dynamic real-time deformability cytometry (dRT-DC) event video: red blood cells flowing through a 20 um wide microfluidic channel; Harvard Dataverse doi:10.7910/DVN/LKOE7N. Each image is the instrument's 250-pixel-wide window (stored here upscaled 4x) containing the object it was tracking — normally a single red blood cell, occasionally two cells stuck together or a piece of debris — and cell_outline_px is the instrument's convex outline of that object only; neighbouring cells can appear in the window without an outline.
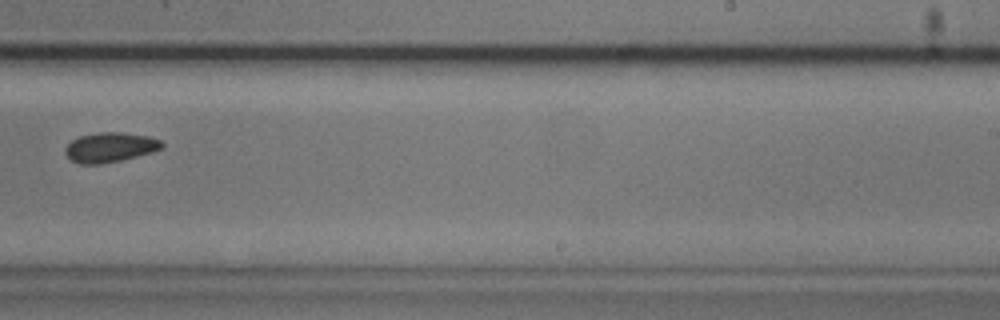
{"species": "common noctule bat (a hibernating species)", "species_latin": "Nyctalus noctula", "temperature_condition": "cold", "stored_images_in_passage": 8, "camera_frame_rate_fps": 3000, "um_per_image_px": 0.085, "animal": {"sex": "male", "body_mass_g": 20.5, "forearm_length_mm": 52.5}, "frame": {"image": 1, "passage_image": 8, "time_ms": 9.0, "image_size_px": [1000, 320], "cell_outline_px": [[164, 148], [152, 152], [120, 160], [100, 164], [80, 164], [72, 160], [64, 152], [64, 148], [72, 140], [80, 136], [96, 132], [120, 132], [148, 136], [160, 140], [164, 144]], "centroid_in_image_um": [9.35, 12.51], "position_along_channel_um": 279.6, "area_um2": 16.7}}